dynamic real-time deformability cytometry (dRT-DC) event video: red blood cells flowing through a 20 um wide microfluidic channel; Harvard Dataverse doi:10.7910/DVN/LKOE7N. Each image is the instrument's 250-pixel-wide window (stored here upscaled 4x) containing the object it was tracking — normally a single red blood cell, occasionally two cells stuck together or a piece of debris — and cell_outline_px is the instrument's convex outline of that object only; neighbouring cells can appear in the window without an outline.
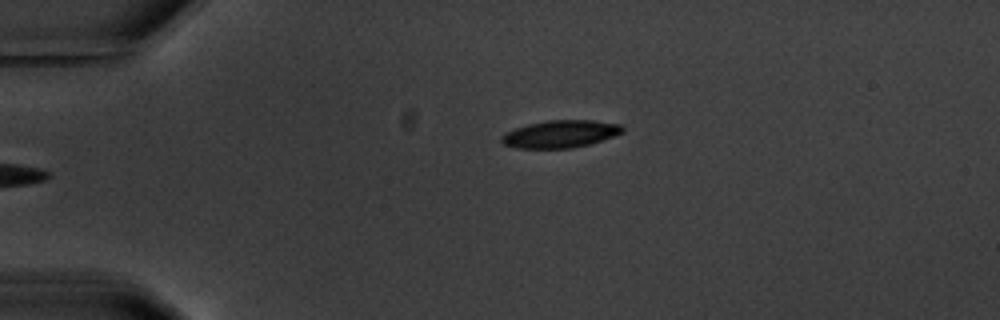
{"species": "common noctule bat (a hibernating species)", "species_latin": "Nyctalus noctula", "temperature_condition": "warm", "stored_images_in_passage": 5, "camera_frame_rate_fps": 3000, "um_per_image_px": 0.085, "animal": {"sex": "male", "body_mass_g": 20.1, "forearm_length_mm": 53.5}, "frame": {"image": 1, "passage_image": 5, "time_ms": 5.333, "image_size_px": [1000, 320], "cell_outline_px": [[624, 132], [588, 144], [572, 148], [516, 148], [504, 144], [500, 140], [500, 136], [504, 132], [528, 124], [548, 120], [592, 120], [620, 124], [624, 128]], "centroid_in_image_um": [47.59, 11.38], "position_along_channel_um": 37.4, "area_um2": 19.25}}